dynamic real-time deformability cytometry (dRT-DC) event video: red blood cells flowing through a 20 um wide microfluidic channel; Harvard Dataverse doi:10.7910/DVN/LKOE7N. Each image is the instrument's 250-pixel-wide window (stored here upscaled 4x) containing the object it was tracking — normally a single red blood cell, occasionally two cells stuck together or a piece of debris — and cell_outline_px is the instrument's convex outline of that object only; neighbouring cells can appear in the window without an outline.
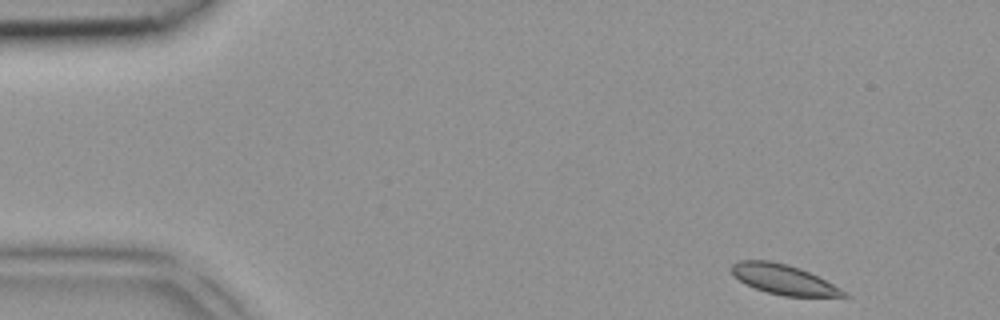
{"species": "common noctule bat (a hibernating species)", "species_latin": "Nyctalus noctula", "temperature_condition": "room temperature", "stored_images_in_passage": 4, "camera_frame_rate_fps": 3000, "um_per_image_px": 0.085, "animal": {"sex": "female", "body_mass_g": 18.4}, "frame": {"image": 1, "passage_image": 1, "time_ms": 0.0, "image_size_px": [1000, 320], "cell_outline_px": [[848, 296], [784, 296], [768, 292], [744, 284], [728, 268], [732, 264], [740, 260], [772, 260], [788, 264], [800, 268], [848, 292]], "centroid_in_image_um": [66.56, 23.73], "position_along_channel_um": 18.4, "area_um2": 19.31}}